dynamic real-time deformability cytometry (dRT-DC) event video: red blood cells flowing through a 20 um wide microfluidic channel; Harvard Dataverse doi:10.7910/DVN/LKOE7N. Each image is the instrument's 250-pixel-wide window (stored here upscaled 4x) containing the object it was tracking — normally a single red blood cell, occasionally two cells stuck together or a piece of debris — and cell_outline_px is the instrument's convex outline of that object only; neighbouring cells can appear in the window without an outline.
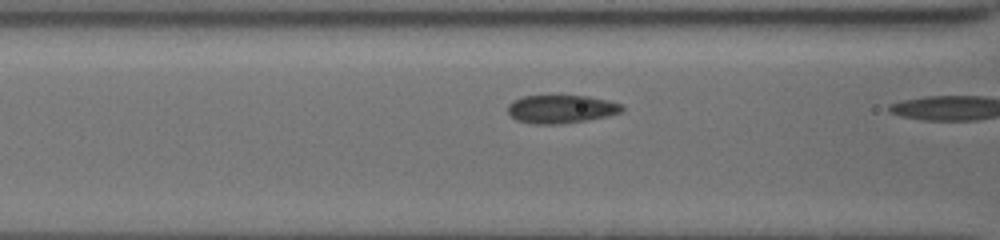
{"species": "common noctule bat (a hibernating species)", "species_latin": "Nyctalus noctula", "temperature_condition": "cold", "stored_images_in_passage": 5, "camera_frame_rate_fps": 3000, "um_per_image_px": 0.085, "animal": {"sex": "female", "body_mass_g": 19.5, "forearm_length_mm": 54.1}, "frame": {"image": 1, "passage_image": 4, "time_ms": 1.0, "image_size_px": [1000, 240], "cell_outline_px": [[624, 108], [620, 112], [608, 116], [588, 120], [560, 124], [536, 124], [516, 120], [508, 112], [508, 104], [512, 100], [524, 96], [588, 96], [608, 100], [620, 104]], "centroid_in_image_um": [47.68, 9.27], "position_along_channel_um": 118.9, "area_um2": 18.73}}